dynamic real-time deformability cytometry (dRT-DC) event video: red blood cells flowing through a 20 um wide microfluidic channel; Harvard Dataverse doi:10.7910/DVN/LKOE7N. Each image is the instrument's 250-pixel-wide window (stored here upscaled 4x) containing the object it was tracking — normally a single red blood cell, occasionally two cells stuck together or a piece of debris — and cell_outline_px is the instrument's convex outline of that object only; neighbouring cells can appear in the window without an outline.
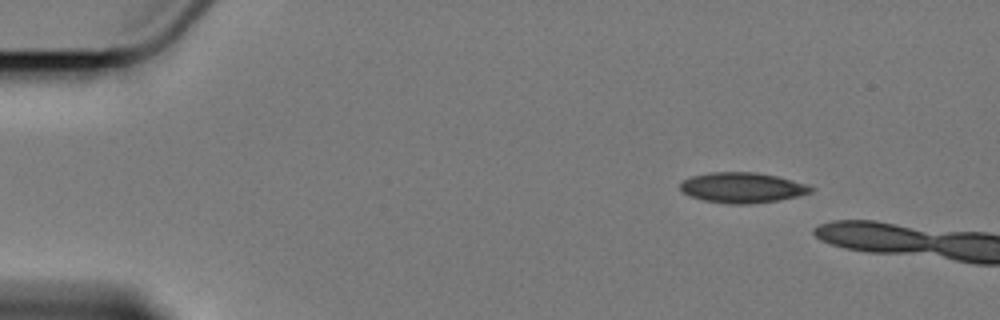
{"species": "Egyptian fruit bat (a non-hibernating species)", "species_latin": "Rousettus aegyptiacus", "temperature_condition": "cold", "stored_images_in_passage": 3, "camera_frame_rate_fps": 3000, "um_per_image_px": 0.085, "animal": {"sex": "female"}, "frame": {"image": 1, "passage_image": 1, "time_ms": 0.0, "image_size_px": [1000, 320], "cell_outline_px": [[816, 188], [812, 192], [800, 196], [776, 200], [748, 204], [728, 204], [704, 200], [692, 196], [684, 192], [680, 188], [680, 184], [684, 180], [692, 176], [712, 172], [756, 172], [776, 176], [808, 184]], "centroid_in_image_um": [63.15, 15.95], "position_along_channel_um": 21.9, "area_um2": 23.0}}